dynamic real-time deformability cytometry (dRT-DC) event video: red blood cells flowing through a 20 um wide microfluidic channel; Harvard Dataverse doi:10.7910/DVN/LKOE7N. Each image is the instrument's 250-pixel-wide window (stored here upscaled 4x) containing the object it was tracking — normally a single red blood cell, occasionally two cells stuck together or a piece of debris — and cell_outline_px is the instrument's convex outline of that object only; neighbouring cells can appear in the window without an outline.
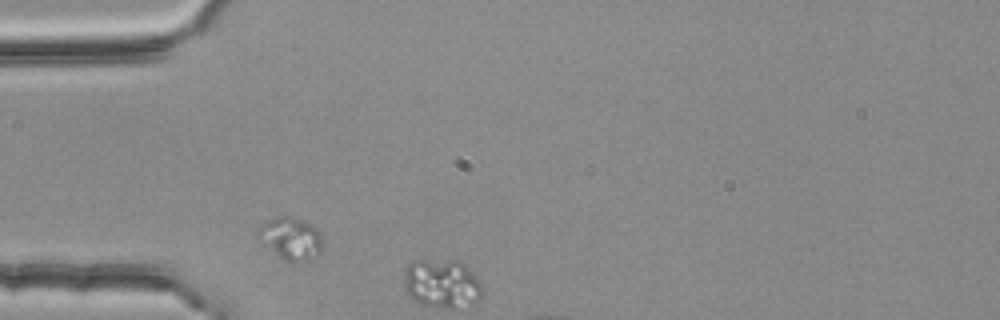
{"species": "common noctule bat (a hibernating species)", "species_latin": "Nyctalus noctula", "temperature_condition": "room temperature", "stored_images_in_passage": 2, "camera_frame_rate_fps": 3000, "um_per_image_px": 0.085, "animal": {"sex": "female", "body_mass_g": 25.1}, "frame": {"image": 1, "passage_image": 1, "time_ms": 0.0, "image_size_px": [1000, 320], "cell_outline_px": [[320, 252], [308, 260], [292, 264], [284, 260], [256, 232], [268, 220], [276, 216], [292, 216], [304, 220], [312, 224], [320, 232]], "centroid_in_image_um": [24.78, 20.25], "position_along_channel_um": 60.2, "area_um2": 15.32}}